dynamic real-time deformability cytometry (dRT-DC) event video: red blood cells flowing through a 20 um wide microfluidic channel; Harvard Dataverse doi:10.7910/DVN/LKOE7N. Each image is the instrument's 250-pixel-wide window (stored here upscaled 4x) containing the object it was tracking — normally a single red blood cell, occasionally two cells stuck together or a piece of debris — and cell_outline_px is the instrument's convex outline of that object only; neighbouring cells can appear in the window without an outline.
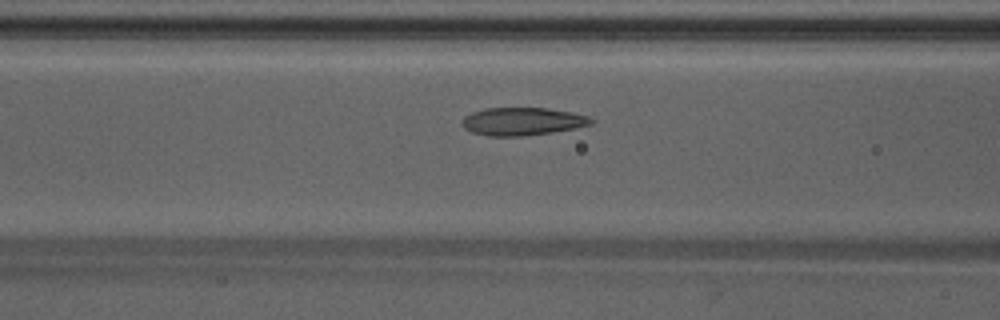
{"species": "Egyptian fruit bat (a non-hibernating species)", "species_latin": "Rousettus aegyptiacus", "temperature_condition": "warm", "stored_images_in_passage": 46, "camera_frame_rate_fps": 3000, "um_per_image_px": 0.085, "animal": {"sex": "male"}, "frame": {"image": 1, "passage_image": 17, "time_ms": 5.333, "image_size_px": [1000, 320], "cell_outline_px": [[596, 120], [592, 124], [576, 128], [552, 132], [520, 136], [488, 136], [472, 132], [464, 128], [460, 124], [460, 120], [464, 116], [472, 112], [484, 108], [548, 108], [572, 112], [588, 116]], "centroid_in_image_um": [44.39, 10.31], "position_along_channel_um": 122.2, "area_um2": 21.15}}
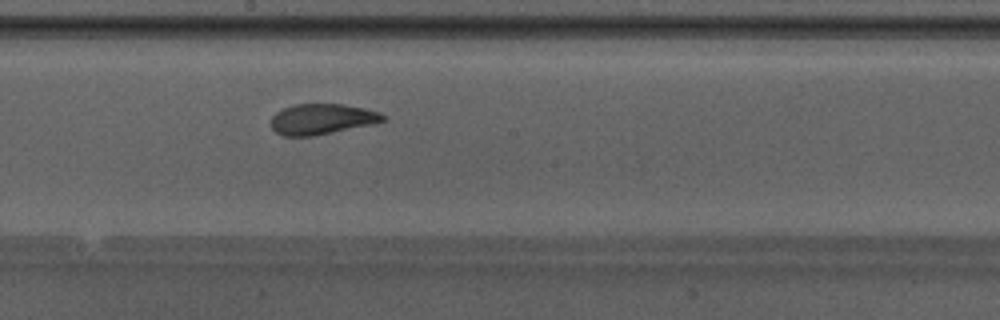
{"frame": {"image": 2, "passage_image": 24, "time_ms": 7.667, "image_size_px": [1000, 320], "cell_outline_px": [[388, 120], [372, 124], [312, 136], [284, 136], [276, 132], [272, 128], [272, 116], [280, 108], [292, 104], [344, 104], [364, 108], [380, 112], [388, 116]], "centroid_in_image_um": [27.38, 10.11], "position_along_channel_um": 220.8, "area_um2": 20.11}}
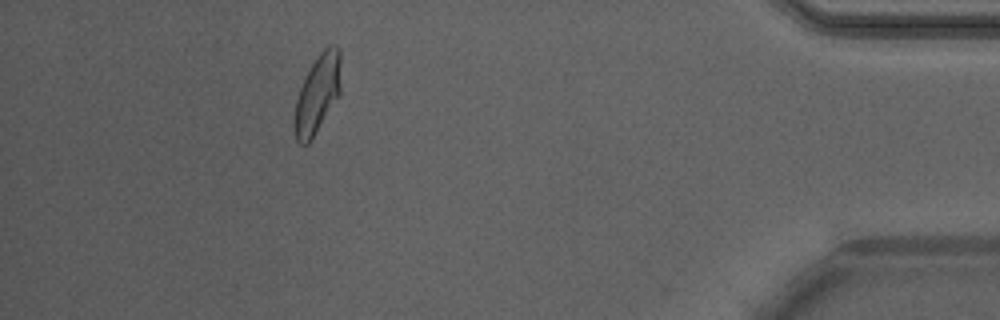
{"frame": {"image": 3, "passage_image": 41, "time_ms": 13.333, "image_size_px": [1000, 320], "cell_outline_px": [[340, 92], [312, 140], [308, 144], [300, 144], [296, 140], [292, 128], [292, 116], [296, 100], [300, 88], [312, 64], [320, 52], [328, 44], [336, 44], [340, 48]], "centroid_in_image_um": [26.95, 8.02], "position_along_channel_um": 408.2, "area_um2": 21.44}, "authors_computed_cell_mechanics": {"area_um2": 21.2126, "velocity_mm_per_s": 4.2437, "shape_relaxation_time_tau1_ms": 6.7729, "shape_relaxation_time_tau2_ms": 1.0822, "deformation_change_tau1": 0.2045, "deformation_change_tau2": 0.0732}}